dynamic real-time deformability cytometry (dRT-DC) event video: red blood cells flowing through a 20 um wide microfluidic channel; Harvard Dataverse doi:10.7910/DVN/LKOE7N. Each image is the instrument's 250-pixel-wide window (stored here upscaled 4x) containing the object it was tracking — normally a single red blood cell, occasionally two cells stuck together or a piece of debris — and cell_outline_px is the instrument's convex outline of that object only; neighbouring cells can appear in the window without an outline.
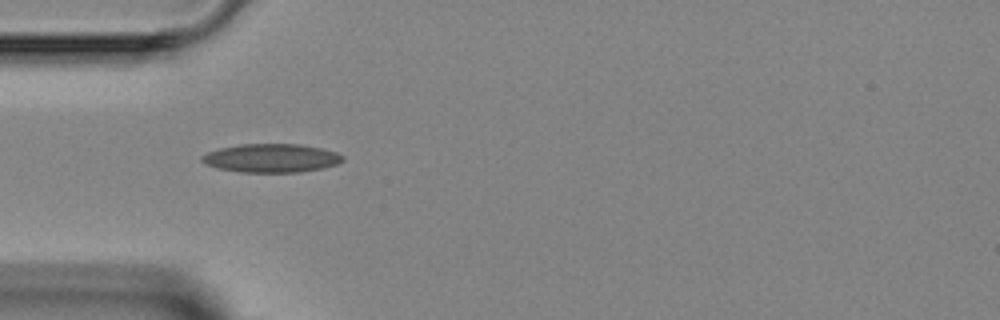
{"species": "Egyptian fruit bat (a non-hibernating species)", "species_latin": "Rousettus aegyptiacus", "temperature_condition": "room temperature", "stored_images_in_passage": 2, "camera_frame_rate_fps": 3000, "um_per_image_px": 0.085, "animal": {"sex": "female"}, "frame": {"image": 1, "passage_image": 1, "time_ms": 0.0, "image_size_px": [1000, 320], "cell_outline_px": [[344, 160], [336, 164], [320, 168], [300, 172], [240, 172], [216, 168], [204, 164], [200, 160], [200, 156], [208, 152], [220, 148], [240, 144], [300, 144], [320, 148], [336, 152], [344, 156]], "centroid_in_image_um": [23.01, 13.44], "position_along_channel_um": 62.0, "area_um2": 23.47}}
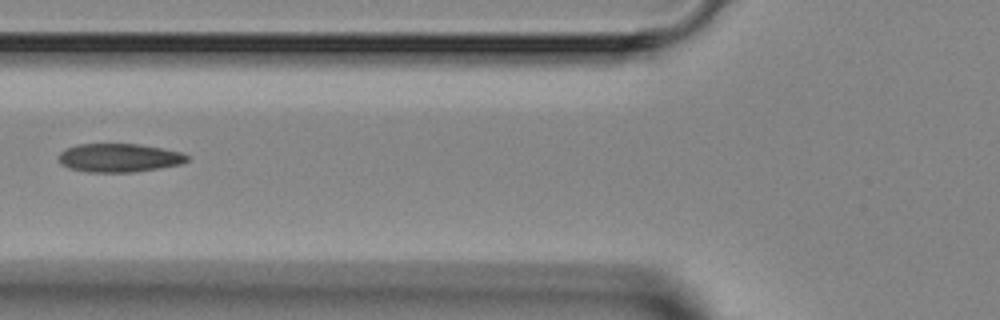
{"frame": {"image": 2, "passage_image": 2, "time_ms": 1.333, "image_size_px": [1000, 320], "cell_outline_px": [[188, 160], [180, 164], [160, 168], [136, 172], [88, 172], [68, 168], [60, 164], [60, 152], [64, 148], [76, 144], [140, 144], [180, 152], [188, 156]], "centroid_in_image_um": [10.09, 13.41], "position_along_channel_um": 115.7, "area_um2": 21.39}}